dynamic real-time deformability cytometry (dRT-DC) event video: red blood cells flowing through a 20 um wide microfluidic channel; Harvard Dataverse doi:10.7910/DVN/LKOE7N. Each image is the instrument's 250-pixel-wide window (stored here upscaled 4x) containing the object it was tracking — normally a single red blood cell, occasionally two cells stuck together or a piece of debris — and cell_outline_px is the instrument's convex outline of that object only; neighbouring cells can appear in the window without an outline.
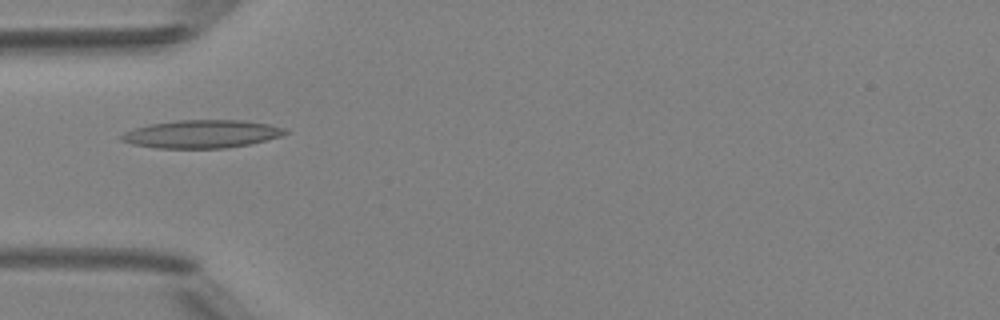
{"species": "Egyptian fruit bat (a non-hibernating species)", "species_latin": "Rousettus aegyptiacus", "temperature_condition": "room temperature", "stored_images_in_passage": 3, "camera_frame_rate_fps": 3000, "um_per_image_px": 0.085, "animal": {"sex": "female"}, "frame": {"image": 1, "passage_image": 3, "time_ms": 2.333, "image_size_px": [1000, 320], "cell_outline_px": [[288, 132], [280, 136], [248, 144], [228, 148], [156, 148], [132, 144], [120, 140], [120, 136], [124, 132], [148, 124], [176, 120], [244, 120], [268, 124], [288, 128]], "centroid_in_image_um": [17.14, 11.38], "position_along_channel_um": 67.9, "area_um2": 26.76}}